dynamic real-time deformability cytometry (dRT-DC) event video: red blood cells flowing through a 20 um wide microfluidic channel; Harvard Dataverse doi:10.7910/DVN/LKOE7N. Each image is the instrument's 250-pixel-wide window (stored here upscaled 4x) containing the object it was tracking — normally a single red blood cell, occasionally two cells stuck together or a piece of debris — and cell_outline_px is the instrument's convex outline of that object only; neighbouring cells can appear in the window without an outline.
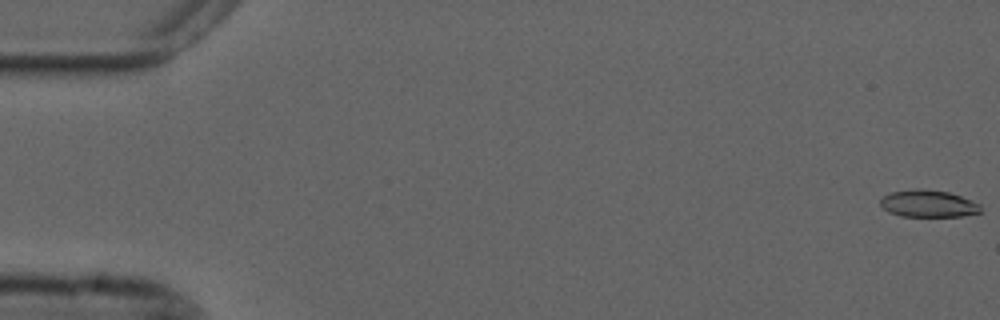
{"species": "common noctule bat (a hibernating species)", "species_latin": "Nyctalus noctula", "temperature_condition": "cold", "stored_images_in_passage": 25, "camera_frame_rate_fps": 3000, "um_per_image_px": 0.085, "animal": {"sex": "male", "forearm_length_mm": 52.5}, "frame": {"image": 1, "passage_image": 1, "time_ms": 0.0, "image_size_px": [1000, 320], "cell_outline_px": [[980, 212], [960, 216], [900, 216], [888, 212], [880, 204], [880, 200], [888, 192], [916, 188], [924, 188], [948, 192], [960, 196], [980, 204]], "centroid_in_image_um": [78.85, 17.29], "position_along_channel_um": 6.1, "area_um2": 15.84}}
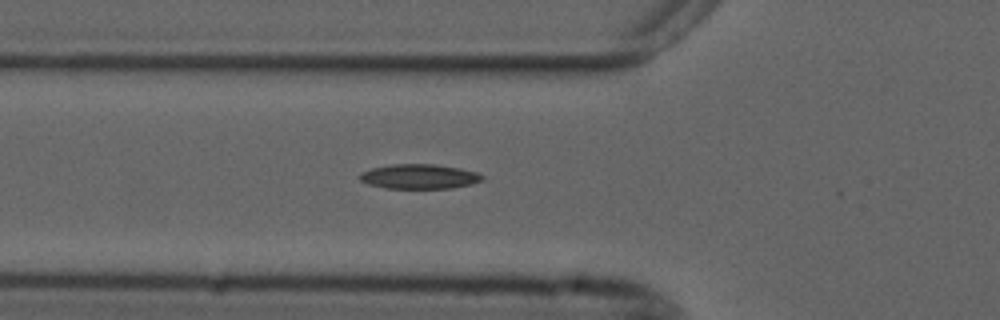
{"frame": {"image": 2, "passage_image": 20, "time_ms": 6.333, "image_size_px": [1000, 320], "cell_outline_px": [[484, 180], [472, 184], [452, 188], [384, 188], [368, 184], [360, 180], [360, 172], [372, 168], [392, 164], [436, 164], [460, 168], [476, 172], [484, 176]], "centroid_in_image_um": [35.65, 15.0], "position_along_channel_um": 90.1, "area_um2": 17.69}}
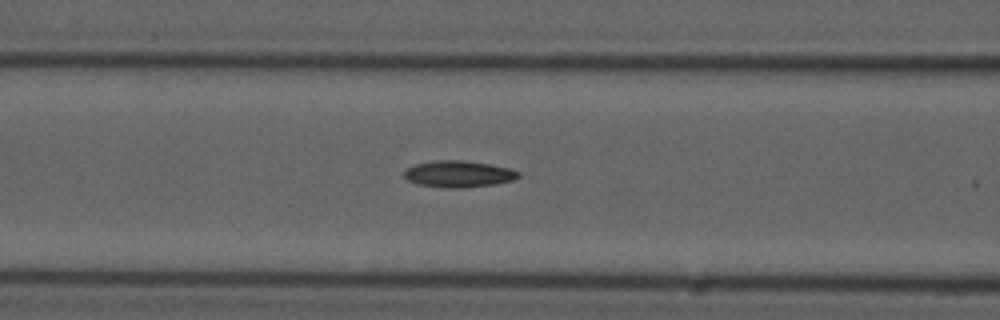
{"frame": {"image": 3, "passage_image": 23, "time_ms": 7.333, "image_size_px": [1000, 320], "cell_outline_px": [[520, 176], [512, 180], [492, 184], [464, 188], [444, 188], [420, 184], [408, 180], [404, 176], [404, 172], [408, 168], [416, 164], [436, 160], [464, 160], [488, 164], [508, 168], [520, 172]], "centroid_in_image_um": [38.97, 14.79], "position_along_channel_um": 127.6, "area_um2": 17.46}}